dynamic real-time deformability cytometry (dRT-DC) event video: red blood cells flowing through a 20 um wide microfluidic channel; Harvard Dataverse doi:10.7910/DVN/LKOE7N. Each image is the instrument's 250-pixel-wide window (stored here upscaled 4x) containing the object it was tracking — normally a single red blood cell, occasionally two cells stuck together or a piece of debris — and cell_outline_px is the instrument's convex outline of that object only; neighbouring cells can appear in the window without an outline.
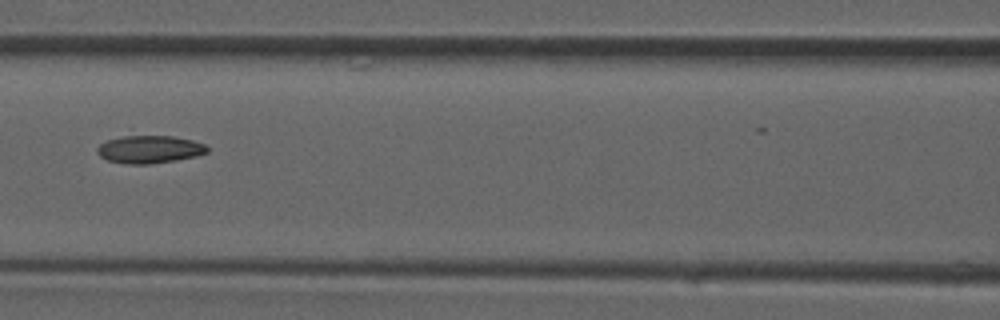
{"species": "common noctule bat (a hibernating species)", "species_latin": "Nyctalus noctula", "temperature_condition": "room temperature", "stored_images_in_passage": 29, "camera_frame_rate_fps": 3000, "um_per_image_px": 0.085, "animal": {"sex": "male", "forearm_length_mm": 52.5}, "frame": {"image": 1, "passage_image": 16, "time_ms": 5.0, "image_size_px": [1000, 320], "cell_outline_px": [[208, 152], [196, 156], [176, 160], [148, 164], [124, 164], [108, 160], [100, 156], [96, 152], [96, 148], [100, 144], [108, 140], [124, 136], [172, 136], [192, 140], [204, 144], [208, 148]], "centroid_in_image_um": [12.69, 12.7], "position_along_channel_um": 153.9, "area_um2": 17.69}}